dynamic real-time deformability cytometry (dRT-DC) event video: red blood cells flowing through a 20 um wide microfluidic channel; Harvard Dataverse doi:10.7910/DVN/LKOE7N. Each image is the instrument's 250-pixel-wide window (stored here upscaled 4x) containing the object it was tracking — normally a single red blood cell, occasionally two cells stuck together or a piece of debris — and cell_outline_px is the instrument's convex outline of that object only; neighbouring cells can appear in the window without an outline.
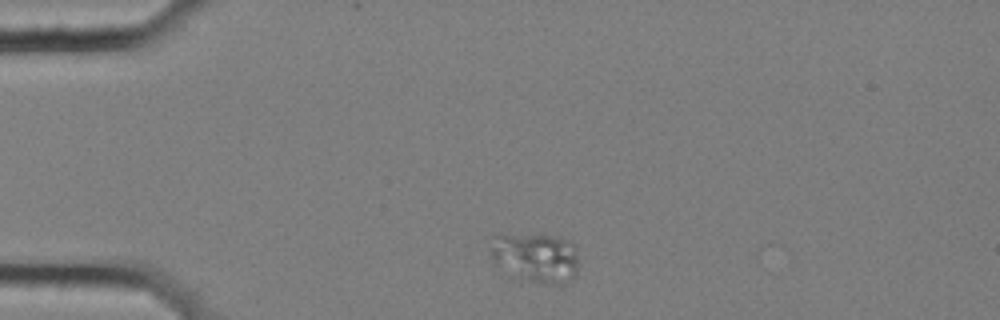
{"species": "common noctule bat (a hibernating species)", "species_latin": "Nyctalus noctula", "temperature_condition": "cold", "stored_images_in_passage": 3, "camera_frame_rate_fps": 3000, "um_per_image_px": 0.085, "animal": {"sex": "female", "body_mass_g": 25.1}, "frame": {"image": 1, "passage_image": 1, "time_ms": 0.0, "image_size_px": [1000, 320], "cell_outline_px": [[576, 272], [564, 284], [552, 284], [528, 280], [496, 264], [492, 260], [492, 248], [496, 236], [560, 236], [568, 240], [576, 248]], "centroid_in_image_um": [45.61, 21.89], "position_along_channel_um": 39.4, "area_um2": 24.1}}